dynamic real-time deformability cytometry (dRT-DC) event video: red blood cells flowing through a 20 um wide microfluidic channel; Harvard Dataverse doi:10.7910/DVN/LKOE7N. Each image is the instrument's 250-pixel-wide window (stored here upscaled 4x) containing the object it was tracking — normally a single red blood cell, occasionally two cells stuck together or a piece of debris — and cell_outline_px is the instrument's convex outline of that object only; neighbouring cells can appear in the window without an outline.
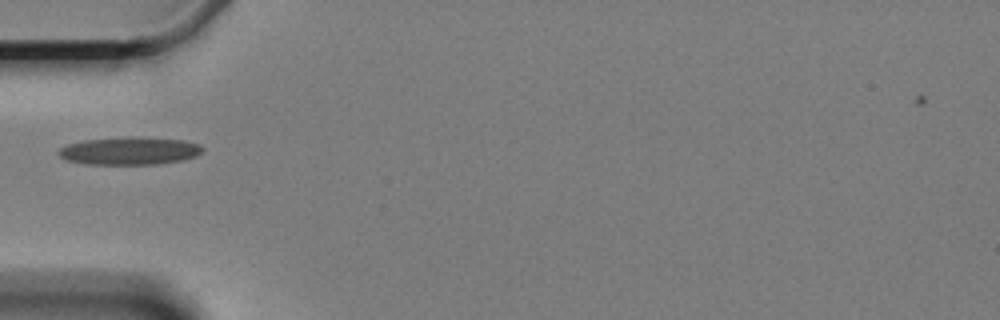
{"species": "Egyptian fruit bat (a non-hibernating species)", "species_latin": "Rousettus aegyptiacus", "temperature_condition": "cold", "stored_images_in_passage": 14, "camera_frame_rate_fps": 3000, "um_per_image_px": 0.085, "animal": {"sex": "female"}, "frame": {"image": 1, "passage_image": 1, "time_ms": 0.0, "image_size_px": [1000, 320], "cell_outline_px": [[204, 148], [196, 156], [184, 160], [156, 164], [84, 164], [64, 160], [56, 152], [60, 148], [68, 144], [84, 140], [128, 136], [136, 136], [184, 140], [200, 144]], "centroid_in_image_um": [11.0, 12.82], "position_along_channel_um": 74.0, "area_um2": 23.58}}
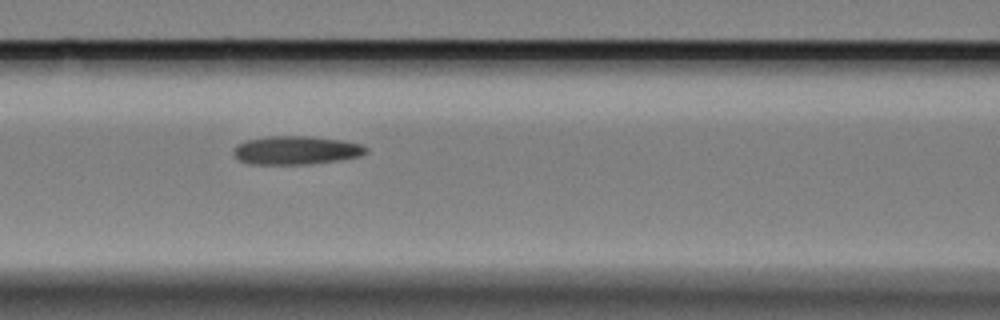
{"frame": {"image": 2, "passage_image": 7, "time_ms": 2.0, "image_size_px": [1000, 320], "cell_outline_px": [[368, 152], [360, 156], [340, 160], [308, 164], [248, 164], [240, 160], [232, 152], [236, 144], [244, 140], [264, 136], [312, 136], [344, 140], [360, 144], [368, 148]], "centroid_in_image_um": [25.16, 12.76], "position_along_channel_um": 141.4, "area_um2": 22.31}}
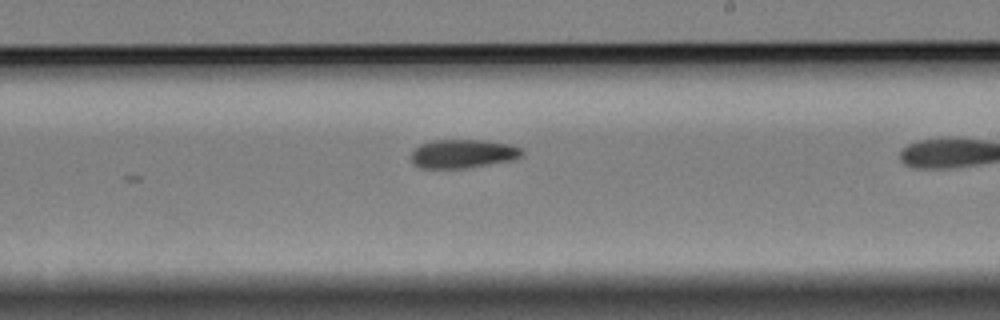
{"frame": {"image": 3, "passage_image": 13, "time_ms": 4.0, "image_size_px": [1000, 320], "cell_outline_px": [[524, 156], [516, 160], [464, 168], [420, 168], [412, 164], [408, 156], [412, 148], [420, 144], [432, 140], [484, 140], [512, 144], [524, 148]], "centroid_in_image_um": [39.35, 13.06], "position_along_channel_um": 249.7, "area_um2": 19.25}}